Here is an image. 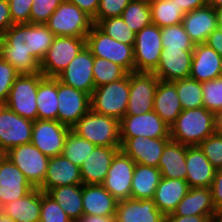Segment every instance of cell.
<instances>
[{"mask_svg":"<svg viewBox=\"0 0 222 222\" xmlns=\"http://www.w3.org/2000/svg\"><path fill=\"white\" fill-rule=\"evenodd\" d=\"M55 37L46 24H13L0 37V56L19 74H36Z\"/></svg>","mask_w":222,"mask_h":222,"instance_id":"6da1fadb","label":"cell"},{"mask_svg":"<svg viewBox=\"0 0 222 222\" xmlns=\"http://www.w3.org/2000/svg\"><path fill=\"white\" fill-rule=\"evenodd\" d=\"M216 132V114L202 106L180 113L170 127V139L186 146H198Z\"/></svg>","mask_w":222,"mask_h":222,"instance_id":"7a4b0ae2","label":"cell"},{"mask_svg":"<svg viewBox=\"0 0 222 222\" xmlns=\"http://www.w3.org/2000/svg\"><path fill=\"white\" fill-rule=\"evenodd\" d=\"M72 131L96 146L121 147L119 120L90 109Z\"/></svg>","mask_w":222,"mask_h":222,"instance_id":"3957f363","label":"cell"},{"mask_svg":"<svg viewBox=\"0 0 222 222\" xmlns=\"http://www.w3.org/2000/svg\"><path fill=\"white\" fill-rule=\"evenodd\" d=\"M130 92V73L112 83L94 88L91 109L100 115L121 120L126 113Z\"/></svg>","mask_w":222,"mask_h":222,"instance_id":"277c9868","label":"cell"},{"mask_svg":"<svg viewBox=\"0 0 222 222\" xmlns=\"http://www.w3.org/2000/svg\"><path fill=\"white\" fill-rule=\"evenodd\" d=\"M86 47L94 57L107 59L135 72L134 45H126L101 31L95 24L86 36Z\"/></svg>","mask_w":222,"mask_h":222,"instance_id":"5b68a950","label":"cell"},{"mask_svg":"<svg viewBox=\"0 0 222 222\" xmlns=\"http://www.w3.org/2000/svg\"><path fill=\"white\" fill-rule=\"evenodd\" d=\"M45 76L36 74H20L13 83L5 105L17 115L35 121L37 120L36 96L39 83Z\"/></svg>","mask_w":222,"mask_h":222,"instance_id":"8992f818","label":"cell"},{"mask_svg":"<svg viewBox=\"0 0 222 222\" xmlns=\"http://www.w3.org/2000/svg\"><path fill=\"white\" fill-rule=\"evenodd\" d=\"M46 25L55 36L86 37L94 23L78 6L63 0Z\"/></svg>","mask_w":222,"mask_h":222,"instance_id":"52a82bcc","label":"cell"},{"mask_svg":"<svg viewBox=\"0 0 222 222\" xmlns=\"http://www.w3.org/2000/svg\"><path fill=\"white\" fill-rule=\"evenodd\" d=\"M85 46L86 37L56 36L40 63V72L56 78Z\"/></svg>","mask_w":222,"mask_h":222,"instance_id":"ba28073f","label":"cell"},{"mask_svg":"<svg viewBox=\"0 0 222 222\" xmlns=\"http://www.w3.org/2000/svg\"><path fill=\"white\" fill-rule=\"evenodd\" d=\"M161 28L150 24L136 33L134 43L135 72H153L162 53Z\"/></svg>","mask_w":222,"mask_h":222,"instance_id":"9c48e42d","label":"cell"},{"mask_svg":"<svg viewBox=\"0 0 222 222\" xmlns=\"http://www.w3.org/2000/svg\"><path fill=\"white\" fill-rule=\"evenodd\" d=\"M7 157L23 172L34 188L44 181L49 157L45 156L32 143L22 144L6 152Z\"/></svg>","mask_w":222,"mask_h":222,"instance_id":"30bf717a","label":"cell"},{"mask_svg":"<svg viewBox=\"0 0 222 222\" xmlns=\"http://www.w3.org/2000/svg\"><path fill=\"white\" fill-rule=\"evenodd\" d=\"M120 140L137 136L149 138H170V127L154 111L141 115H125L119 121Z\"/></svg>","mask_w":222,"mask_h":222,"instance_id":"8fae6325","label":"cell"},{"mask_svg":"<svg viewBox=\"0 0 222 222\" xmlns=\"http://www.w3.org/2000/svg\"><path fill=\"white\" fill-rule=\"evenodd\" d=\"M159 78L153 72L130 73V92L125 115H141L153 110Z\"/></svg>","mask_w":222,"mask_h":222,"instance_id":"7c38bea8","label":"cell"},{"mask_svg":"<svg viewBox=\"0 0 222 222\" xmlns=\"http://www.w3.org/2000/svg\"><path fill=\"white\" fill-rule=\"evenodd\" d=\"M33 121L25 119L5 104L0 108V150L5 153L22 144L31 143Z\"/></svg>","mask_w":222,"mask_h":222,"instance_id":"4fadbf2b","label":"cell"},{"mask_svg":"<svg viewBox=\"0 0 222 222\" xmlns=\"http://www.w3.org/2000/svg\"><path fill=\"white\" fill-rule=\"evenodd\" d=\"M58 121L72 129L90 109V95L57 80Z\"/></svg>","mask_w":222,"mask_h":222,"instance_id":"5bb4252c","label":"cell"},{"mask_svg":"<svg viewBox=\"0 0 222 222\" xmlns=\"http://www.w3.org/2000/svg\"><path fill=\"white\" fill-rule=\"evenodd\" d=\"M71 130L59 121L37 119L33 122L31 143L49 158L59 156Z\"/></svg>","mask_w":222,"mask_h":222,"instance_id":"9a60e30c","label":"cell"},{"mask_svg":"<svg viewBox=\"0 0 222 222\" xmlns=\"http://www.w3.org/2000/svg\"><path fill=\"white\" fill-rule=\"evenodd\" d=\"M93 64L94 56L85 46L67 67L58 74L56 79L91 96L95 88L92 71Z\"/></svg>","mask_w":222,"mask_h":222,"instance_id":"2e32d148","label":"cell"},{"mask_svg":"<svg viewBox=\"0 0 222 222\" xmlns=\"http://www.w3.org/2000/svg\"><path fill=\"white\" fill-rule=\"evenodd\" d=\"M135 165L136 163L121 150L113 157L102 185L118 201L131 198V183Z\"/></svg>","mask_w":222,"mask_h":222,"instance_id":"e0dca14e","label":"cell"},{"mask_svg":"<svg viewBox=\"0 0 222 222\" xmlns=\"http://www.w3.org/2000/svg\"><path fill=\"white\" fill-rule=\"evenodd\" d=\"M169 140L170 138H144L137 136L128 140H121L120 150L136 164L158 168L163 148Z\"/></svg>","mask_w":222,"mask_h":222,"instance_id":"ac0fdd59","label":"cell"},{"mask_svg":"<svg viewBox=\"0 0 222 222\" xmlns=\"http://www.w3.org/2000/svg\"><path fill=\"white\" fill-rule=\"evenodd\" d=\"M32 189L23 172L6 157L0 166V205L22 198Z\"/></svg>","mask_w":222,"mask_h":222,"instance_id":"d6986e66","label":"cell"},{"mask_svg":"<svg viewBox=\"0 0 222 222\" xmlns=\"http://www.w3.org/2000/svg\"><path fill=\"white\" fill-rule=\"evenodd\" d=\"M193 50H162L153 73L163 81H175L190 77Z\"/></svg>","mask_w":222,"mask_h":222,"instance_id":"ffe728a7","label":"cell"},{"mask_svg":"<svg viewBox=\"0 0 222 222\" xmlns=\"http://www.w3.org/2000/svg\"><path fill=\"white\" fill-rule=\"evenodd\" d=\"M120 147L96 146L80 167L83 184H103L113 157Z\"/></svg>","mask_w":222,"mask_h":222,"instance_id":"44dd1931","label":"cell"},{"mask_svg":"<svg viewBox=\"0 0 222 222\" xmlns=\"http://www.w3.org/2000/svg\"><path fill=\"white\" fill-rule=\"evenodd\" d=\"M222 76V57L206 43L195 44L190 78L200 83Z\"/></svg>","mask_w":222,"mask_h":222,"instance_id":"7402d4cb","label":"cell"},{"mask_svg":"<svg viewBox=\"0 0 222 222\" xmlns=\"http://www.w3.org/2000/svg\"><path fill=\"white\" fill-rule=\"evenodd\" d=\"M80 167L73 164L63 155L49 158L47 172L39 189L47 192L58 186L82 185Z\"/></svg>","mask_w":222,"mask_h":222,"instance_id":"603a6c76","label":"cell"},{"mask_svg":"<svg viewBox=\"0 0 222 222\" xmlns=\"http://www.w3.org/2000/svg\"><path fill=\"white\" fill-rule=\"evenodd\" d=\"M164 214L156 207L153 199H126L118 201L116 222H163Z\"/></svg>","mask_w":222,"mask_h":222,"instance_id":"cb8c5ba5","label":"cell"},{"mask_svg":"<svg viewBox=\"0 0 222 222\" xmlns=\"http://www.w3.org/2000/svg\"><path fill=\"white\" fill-rule=\"evenodd\" d=\"M186 181L190 188H210L216 169L199 146H186Z\"/></svg>","mask_w":222,"mask_h":222,"instance_id":"d4e9b609","label":"cell"},{"mask_svg":"<svg viewBox=\"0 0 222 222\" xmlns=\"http://www.w3.org/2000/svg\"><path fill=\"white\" fill-rule=\"evenodd\" d=\"M83 215L115 216L118 200L102 184H82Z\"/></svg>","mask_w":222,"mask_h":222,"instance_id":"484cf974","label":"cell"},{"mask_svg":"<svg viewBox=\"0 0 222 222\" xmlns=\"http://www.w3.org/2000/svg\"><path fill=\"white\" fill-rule=\"evenodd\" d=\"M182 24L194 44L205 43L209 34L217 28L215 10L207 5L187 12Z\"/></svg>","mask_w":222,"mask_h":222,"instance_id":"4316f807","label":"cell"},{"mask_svg":"<svg viewBox=\"0 0 222 222\" xmlns=\"http://www.w3.org/2000/svg\"><path fill=\"white\" fill-rule=\"evenodd\" d=\"M153 110L169 127L183 111L176 86L172 81L159 80L154 95Z\"/></svg>","mask_w":222,"mask_h":222,"instance_id":"83f0119b","label":"cell"},{"mask_svg":"<svg viewBox=\"0 0 222 222\" xmlns=\"http://www.w3.org/2000/svg\"><path fill=\"white\" fill-rule=\"evenodd\" d=\"M189 189L186 180L161 177L153 201L164 215L171 214Z\"/></svg>","mask_w":222,"mask_h":222,"instance_id":"f1b7e54d","label":"cell"},{"mask_svg":"<svg viewBox=\"0 0 222 222\" xmlns=\"http://www.w3.org/2000/svg\"><path fill=\"white\" fill-rule=\"evenodd\" d=\"M41 211V190L32 189L22 198L2 206V214L16 222H39Z\"/></svg>","mask_w":222,"mask_h":222,"instance_id":"f546056e","label":"cell"},{"mask_svg":"<svg viewBox=\"0 0 222 222\" xmlns=\"http://www.w3.org/2000/svg\"><path fill=\"white\" fill-rule=\"evenodd\" d=\"M171 214L175 216L217 215L211 188H190Z\"/></svg>","mask_w":222,"mask_h":222,"instance_id":"4dcf8cb0","label":"cell"},{"mask_svg":"<svg viewBox=\"0 0 222 222\" xmlns=\"http://www.w3.org/2000/svg\"><path fill=\"white\" fill-rule=\"evenodd\" d=\"M161 177L186 180V145L169 140L158 164Z\"/></svg>","mask_w":222,"mask_h":222,"instance_id":"1f68e13d","label":"cell"},{"mask_svg":"<svg viewBox=\"0 0 222 222\" xmlns=\"http://www.w3.org/2000/svg\"><path fill=\"white\" fill-rule=\"evenodd\" d=\"M160 179L161 172L157 167L136 164L131 183V198L153 199Z\"/></svg>","mask_w":222,"mask_h":222,"instance_id":"d6a6232c","label":"cell"},{"mask_svg":"<svg viewBox=\"0 0 222 222\" xmlns=\"http://www.w3.org/2000/svg\"><path fill=\"white\" fill-rule=\"evenodd\" d=\"M37 119L58 121L57 79L45 77L38 86Z\"/></svg>","mask_w":222,"mask_h":222,"instance_id":"836d02e7","label":"cell"},{"mask_svg":"<svg viewBox=\"0 0 222 222\" xmlns=\"http://www.w3.org/2000/svg\"><path fill=\"white\" fill-rule=\"evenodd\" d=\"M73 220L83 216L82 185L58 186L46 192Z\"/></svg>","mask_w":222,"mask_h":222,"instance_id":"e575fe53","label":"cell"},{"mask_svg":"<svg viewBox=\"0 0 222 222\" xmlns=\"http://www.w3.org/2000/svg\"><path fill=\"white\" fill-rule=\"evenodd\" d=\"M152 24L159 28L181 24L185 13L173 0H154L150 3Z\"/></svg>","mask_w":222,"mask_h":222,"instance_id":"d590c367","label":"cell"},{"mask_svg":"<svg viewBox=\"0 0 222 222\" xmlns=\"http://www.w3.org/2000/svg\"><path fill=\"white\" fill-rule=\"evenodd\" d=\"M176 86L177 95L183 110L204 106L202 95V83L192 78H184L172 81Z\"/></svg>","mask_w":222,"mask_h":222,"instance_id":"8d00e7d4","label":"cell"},{"mask_svg":"<svg viewBox=\"0 0 222 222\" xmlns=\"http://www.w3.org/2000/svg\"><path fill=\"white\" fill-rule=\"evenodd\" d=\"M95 147L96 145L79 137L71 130L65 140L62 155L76 166L81 167Z\"/></svg>","mask_w":222,"mask_h":222,"instance_id":"74e56055","label":"cell"},{"mask_svg":"<svg viewBox=\"0 0 222 222\" xmlns=\"http://www.w3.org/2000/svg\"><path fill=\"white\" fill-rule=\"evenodd\" d=\"M121 17L135 33L152 24L150 4L140 1L132 0L123 10Z\"/></svg>","mask_w":222,"mask_h":222,"instance_id":"f35d334b","label":"cell"},{"mask_svg":"<svg viewBox=\"0 0 222 222\" xmlns=\"http://www.w3.org/2000/svg\"><path fill=\"white\" fill-rule=\"evenodd\" d=\"M161 40L162 50H194L195 47L182 23L161 28Z\"/></svg>","mask_w":222,"mask_h":222,"instance_id":"ab89813d","label":"cell"},{"mask_svg":"<svg viewBox=\"0 0 222 222\" xmlns=\"http://www.w3.org/2000/svg\"><path fill=\"white\" fill-rule=\"evenodd\" d=\"M92 71L95 88L112 83L128 74V72L119 64L98 57H94Z\"/></svg>","mask_w":222,"mask_h":222,"instance_id":"60d3db41","label":"cell"},{"mask_svg":"<svg viewBox=\"0 0 222 222\" xmlns=\"http://www.w3.org/2000/svg\"><path fill=\"white\" fill-rule=\"evenodd\" d=\"M96 26L119 42L134 45L136 33L131 30L121 16L100 20Z\"/></svg>","mask_w":222,"mask_h":222,"instance_id":"b9f144b4","label":"cell"},{"mask_svg":"<svg viewBox=\"0 0 222 222\" xmlns=\"http://www.w3.org/2000/svg\"><path fill=\"white\" fill-rule=\"evenodd\" d=\"M203 105L216 115L222 110V76L202 83Z\"/></svg>","mask_w":222,"mask_h":222,"instance_id":"7bdbcfd3","label":"cell"},{"mask_svg":"<svg viewBox=\"0 0 222 222\" xmlns=\"http://www.w3.org/2000/svg\"><path fill=\"white\" fill-rule=\"evenodd\" d=\"M39 222H73L58 203L46 192L41 191V211Z\"/></svg>","mask_w":222,"mask_h":222,"instance_id":"ee69618b","label":"cell"},{"mask_svg":"<svg viewBox=\"0 0 222 222\" xmlns=\"http://www.w3.org/2000/svg\"><path fill=\"white\" fill-rule=\"evenodd\" d=\"M198 146L216 170L222 169V133H214Z\"/></svg>","mask_w":222,"mask_h":222,"instance_id":"f6af8a7d","label":"cell"},{"mask_svg":"<svg viewBox=\"0 0 222 222\" xmlns=\"http://www.w3.org/2000/svg\"><path fill=\"white\" fill-rule=\"evenodd\" d=\"M63 0H33L30 23L46 24Z\"/></svg>","mask_w":222,"mask_h":222,"instance_id":"bcb514c9","label":"cell"},{"mask_svg":"<svg viewBox=\"0 0 222 222\" xmlns=\"http://www.w3.org/2000/svg\"><path fill=\"white\" fill-rule=\"evenodd\" d=\"M20 74L16 69L0 56V102L8 100L11 87Z\"/></svg>","mask_w":222,"mask_h":222,"instance_id":"7dc6e473","label":"cell"},{"mask_svg":"<svg viewBox=\"0 0 222 222\" xmlns=\"http://www.w3.org/2000/svg\"><path fill=\"white\" fill-rule=\"evenodd\" d=\"M131 1L132 0H100L93 23L96 25L102 19L121 16L123 10Z\"/></svg>","mask_w":222,"mask_h":222,"instance_id":"c3c4849f","label":"cell"},{"mask_svg":"<svg viewBox=\"0 0 222 222\" xmlns=\"http://www.w3.org/2000/svg\"><path fill=\"white\" fill-rule=\"evenodd\" d=\"M13 24H30L33 0H8Z\"/></svg>","mask_w":222,"mask_h":222,"instance_id":"681fc988","label":"cell"},{"mask_svg":"<svg viewBox=\"0 0 222 222\" xmlns=\"http://www.w3.org/2000/svg\"><path fill=\"white\" fill-rule=\"evenodd\" d=\"M212 201L218 213H222V169L215 172L211 185Z\"/></svg>","mask_w":222,"mask_h":222,"instance_id":"f907efd6","label":"cell"},{"mask_svg":"<svg viewBox=\"0 0 222 222\" xmlns=\"http://www.w3.org/2000/svg\"><path fill=\"white\" fill-rule=\"evenodd\" d=\"M216 215H190L175 216L172 214L164 215L163 222H211Z\"/></svg>","mask_w":222,"mask_h":222,"instance_id":"816d5d0a","label":"cell"},{"mask_svg":"<svg viewBox=\"0 0 222 222\" xmlns=\"http://www.w3.org/2000/svg\"><path fill=\"white\" fill-rule=\"evenodd\" d=\"M12 25L8 0H0V37Z\"/></svg>","mask_w":222,"mask_h":222,"instance_id":"f5cc1de1","label":"cell"},{"mask_svg":"<svg viewBox=\"0 0 222 222\" xmlns=\"http://www.w3.org/2000/svg\"><path fill=\"white\" fill-rule=\"evenodd\" d=\"M65 1L75 4L92 19L96 17V13L98 11L100 3V0H65Z\"/></svg>","mask_w":222,"mask_h":222,"instance_id":"db71d44e","label":"cell"},{"mask_svg":"<svg viewBox=\"0 0 222 222\" xmlns=\"http://www.w3.org/2000/svg\"><path fill=\"white\" fill-rule=\"evenodd\" d=\"M174 3L186 14L192 10L208 5V0H173Z\"/></svg>","mask_w":222,"mask_h":222,"instance_id":"11a10c76","label":"cell"},{"mask_svg":"<svg viewBox=\"0 0 222 222\" xmlns=\"http://www.w3.org/2000/svg\"><path fill=\"white\" fill-rule=\"evenodd\" d=\"M205 43L222 57V30L216 28L209 34Z\"/></svg>","mask_w":222,"mask_h":222,"instance_id":"9f6ffc18","label":"cell"},{"mask_svg":"<svg viewBox=\"0 0 222 222\" xmlns=\"http://www.w3.org/2000/svg\"><path fill=\"white\" fill-rule=\"evenodd\" d=\"M78 222H116L115 216L83 215Z\"/></svg>","mask_w":222,"mask_h":222,"instance_id":"6f0895ef","label":"cell"},{"mask_svg":"<svg viewBox=\"0 0 222 222\" xmlns=\"http://www.w3.org/2000/svg\"><path fill=\"white\" fill-rule=\"evenodd\" d=\"M217 28L222 30V7L215 8Z\"/></svg>","mask_w":222,"mask_h":222,"instance_id":"680465c9","label":"cell"},{"mask_svg":"<svg viewBox=\"0 0 222 222\" xmlns=\"http://www.w3.org/2000/svg\"><path fill=\"white\" fill-rule=\"evenodd\" d=\"M217 132L222 133V110L216 115Z\"/></svg>","mask_w":222,"mask_h":222,"instance_id":"91938a15","label":"cell"},{"mask_svg":"<svg viewBox=\"0 0 222 222\" xmlns=\"http://www.w3.org/2000/svg\"><path fill=\"white\" fill-rule=\"evenodd\" d=\"M208 6L215 8L222 7V0H208Z\"/></svg>","mask_w":222,"mask_h":222,"instance_id":"94428289","label":"cell"},{"mask_svg":"<svg viewBox=\"0 0 222 222\" xmlns=\"http://www.w3.org/2000/svg\"><path fill=\"white\" fill-rule=\"evenodd\" d=\"M0 222H16L13 219H10L9 217H6L5 215L1 214L0 215Z\"/></svg>","mask_w":222,"mask_h":222,"instance_id":"6125c7cd","label":"cell"},{"mask_svg":"<svg viewBox=\"0 0 222 222\" xmlns=\"http://www.w3.org/2000/svg\"><path fill=\"white\" fill-rule=\"evenodd\" d=\"M211 222H222V213H218Z\"/></svg>","mask_w":222,"mask_h":222,"instance_id":"be15d7a7","label":"cell"},{"mask_svg":"<svg viewBox=\"0 0 222 222\" xmlns=\"http://www.w3.org/2000/svg\"><path fill=\"white\" fill-rule=\"evenodd\" d=\"M6 157H7L6 153L4 151L0 150V166Z\"/></svg>","mask_w":222,"mask_h":222,"instance_id":"e7e4bbea","label":"cell"},{"mask_svg":"<svg viewBox=\"0 0 222 222\" xmlns=\"http://www.w3.org/2000/svg\"><path fill=\"white\" fill-rule=\"evenodd\" d=\"M133 1H140V2H144V3L150 4V3H152L154 0H133Z\"/></svg>","mask_w":222,"mask_h":222,"instance_id":"03108f58","label":"cell"},{"mask_svg":"<svg viewBox=\"0 0 222 222\" xmlns=\"http://www.w3.org/2000/svg\"><path fill=\"white\" fill-rule=\"evenodd\" d=\"M2 214V206L0 205V215Z\"/></svg>","mask_w":222,"mask_h":222,"instance_id":"003e7915","label":"cell"}]
</instances>
